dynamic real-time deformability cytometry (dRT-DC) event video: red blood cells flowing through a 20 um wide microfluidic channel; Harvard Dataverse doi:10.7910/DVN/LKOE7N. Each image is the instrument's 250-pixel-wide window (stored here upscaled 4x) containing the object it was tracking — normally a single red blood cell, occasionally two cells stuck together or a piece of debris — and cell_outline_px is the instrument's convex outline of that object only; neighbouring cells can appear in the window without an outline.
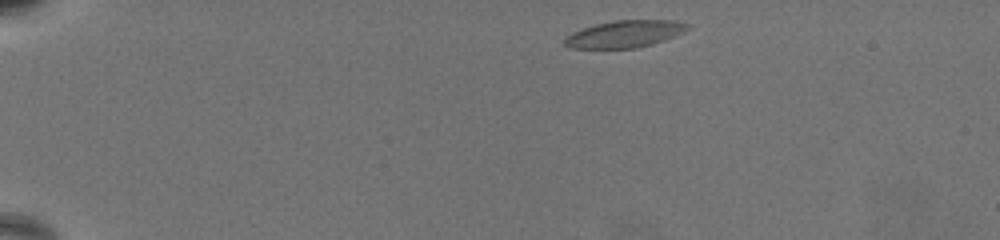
{"species": "common noctule bat (a hibernating species)", "species_latin": "Nyctalus noctula", "temperature_condition": "warm", "stored_images_in_passage": 55, "camera_frame_rate_fps": 3000, "um_per_image_px": 0.085, "animal": {"sex": "female", "body_mass_g": 19.5, "forearm_length_mm": 54.1}, "frame": {"image": 1, "passage_image": 1, "time_ms": 0.0, "image_size_px": [1000, 240], "cell_outline_px": [[688, 28], [672, 36], [652, 44], [636, 48], [572, 48], [564, 44], [564, 40], [572, 32], [596, 24], [612, 20], [676, 20], [688, 24]], "centroid_in_image_um": [53.07, 2.88], "position_along_channel_um": 31.9, "area_um2": 19.02}}
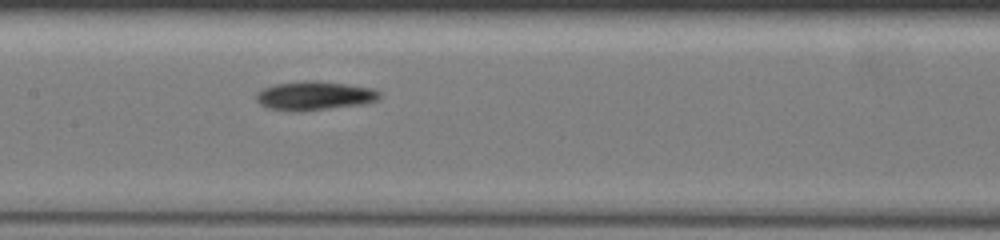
{"frame": {"image": 2, "passage_image": 24, "time_ms": 7.667, "image_size_px": [1000, 240], "cell_outline_px": [[380, 96], [376, 100], [360, 104], [300, 112], [296, 112], [268, 108], [260, 104], [256, 100], [256, 92], [264, 88], [276, 84], [304, 80], [316, 80], [372, 88], [380, 92]], "centroid_in_image_um": [26.67, 8.13], "position_along_channel_um": 180.7, "area_um2": 20.63}}
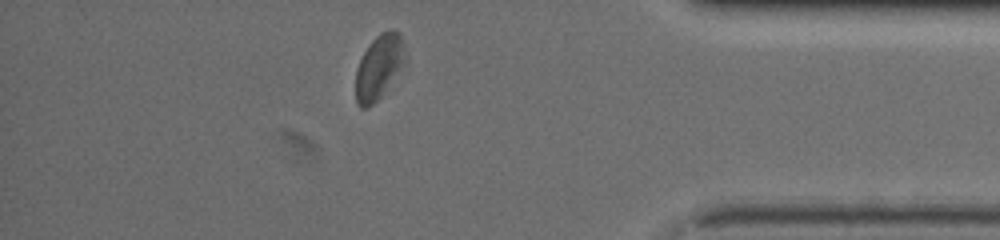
{"frame": {"image": 3, "passage_image": 47, "time_ms": 15.333, "image_size_px": [1000, 240], "cell_outline_px": [[400, 64], [380, 96], [368, 108], [360, 108], [356, 104], [356, 68], [368, 44], [380, 32], [400, 32]], "centroid_in_image_um": [32.05, 5.74], "position_along_channel_um": 403.1, "area_um2": 16.94}, "authors_computed_cell_mechanics": {"area_um2": 19.4208, "velocity_mm_per_s": 3.2023, "shape_relaxation_time_tau1_ms": 5.4349, "shape_relaxation_time_tau2_ms": 4.062, "deformation_change_tau1": 0.114, "deformation_change_tau2": 0.1013}}